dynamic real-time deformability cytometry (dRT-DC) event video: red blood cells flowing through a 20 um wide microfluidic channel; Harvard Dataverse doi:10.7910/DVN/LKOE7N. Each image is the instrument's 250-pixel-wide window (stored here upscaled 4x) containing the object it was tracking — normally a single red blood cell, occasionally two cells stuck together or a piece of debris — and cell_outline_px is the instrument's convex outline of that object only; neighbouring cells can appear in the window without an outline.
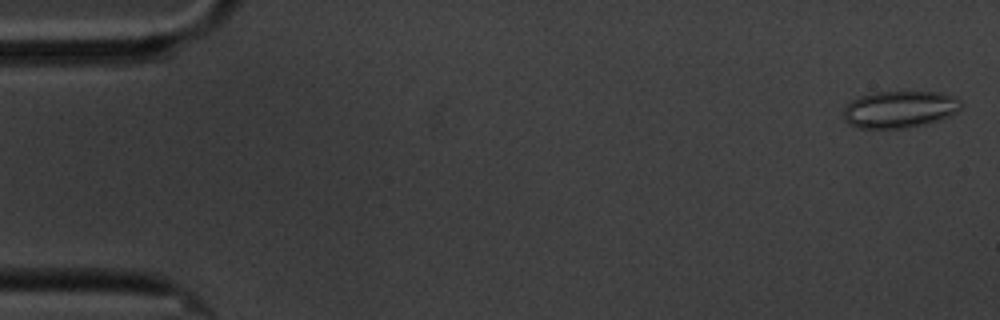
{"species": "common noctule bat (a hibernating species)", "species_latin": "Nyctalus noctula", "temperature_condition": "cold", "stored_images_in_passage": 7, "camera_frame_rate_fps": 3000, "um_per_image_px": 0.085, "animal": {"sex": "male", "body_mass_g": 20.1, "forearm_length_mm": 53.5}, "frame": {"image": 1, "passage_image": 1, "time_ms": 0.0, "image_size_px": [1000, 320], "cell_outline_px": [[960, 108], [956, 112], [948, 116], [924, 124], [904, 128], [860, 128], [848, 124], [844, 120], [844, 108], [852, 100], [860, 96], [876, 92], [940, 92], [952, 96], [960, 100]], "centroid_in_image_um": [76.43, 9.29], "position_along_channel_um": 8.6, "area_um2": 25.03}}
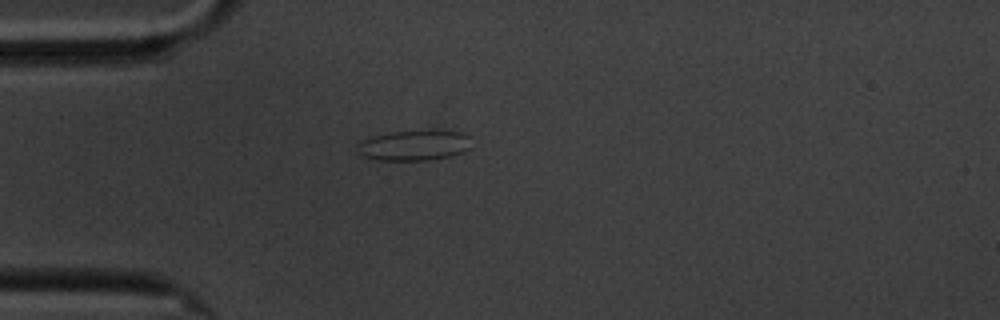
{"frame": {"image": 2, "passage_image": 5, "time_ms": 4.667, "image_size_px": [1000, 320], "cell_outline_px": [[472, 148], [464, 152], [452, 156], [428, 160], [376, 160], [364, 156], [356, 152], [356, 144], [364, 140], [376, 136], [392, 132], [460, 132], [468, 136]], "centroid_in_image_um": [35.2, 12.39], "position_along_channel_um": 49.8, "area_um2": 19.77}}
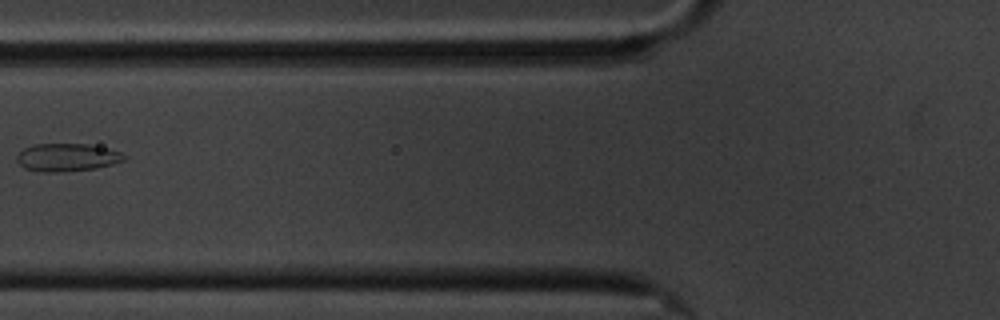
{"frame": {"image": 3, "passage_image": 7, "time_ms": 7.0, "image_size_px": [1000, 320], "cell_outline_px": [[128, 156], [124, 160], [112, 164], [96, 168], [60, 172], [40, 172], [24, 168], [16, 160], [16, 156], [24, 148], [32, 144], [88, 144], [108, 148], [120, 152]], "centroid_in_image_um": [5.69, 13.37], "position_along_channel_um": 120.1, "area_um2": 17.51}}